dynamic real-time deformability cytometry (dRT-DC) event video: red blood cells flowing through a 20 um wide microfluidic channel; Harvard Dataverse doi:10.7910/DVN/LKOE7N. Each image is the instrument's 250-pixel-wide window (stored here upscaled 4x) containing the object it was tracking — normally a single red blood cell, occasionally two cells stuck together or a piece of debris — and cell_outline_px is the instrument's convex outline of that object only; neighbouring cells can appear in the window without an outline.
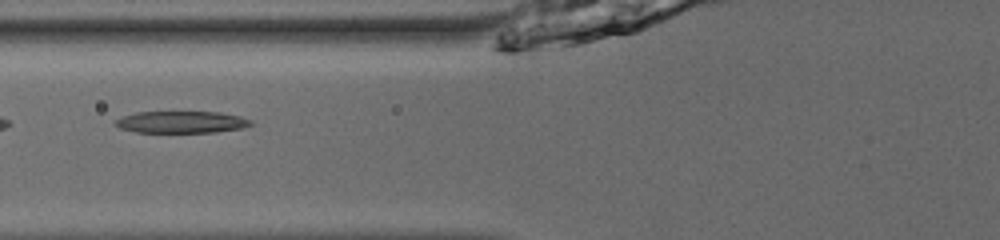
{"species": "common noctule bat (a hibernating species)", "species_latin": "Nyctalus noctula", "temperature_condition": "room temperature", "stored_images_in_passage": 33, "camera_frame_rate_fps": 3000, "um_per_image_px": 0.085, "animal": {"sex": "male", "body_mass_g": 13.0, "forearm_length_mm": 53.1}, "frame": {"image": 1, "passage_image": 6, "time_ms": 1.667, "image_size_px": [1000, 240], "cell_outline_px": [[252, 124], [244, 128], [216, 132], [136, 132], [120, 128], [112, 124], [112, 120], [136, 112], [220, 112], [240, 116], [252, 120]], "centroid_in_image_um": [15.4, 10.37], "position_along_channel_um": 110.4, "area_um2": 17.4}}
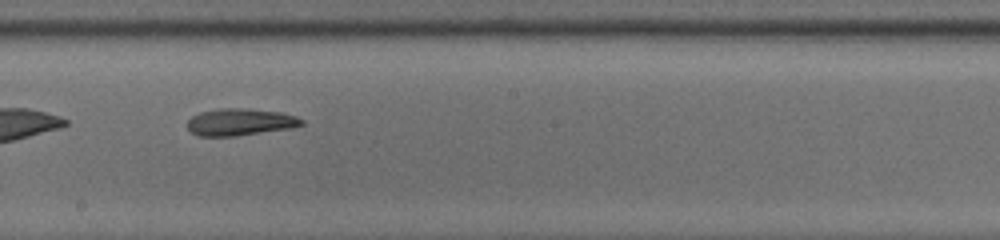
{"frame": {"image": 2, "passage_image": 15, "time_ms": 4.667, "image_size_px": [1000, 240], "cell_outline_px": [[304, 124], [292, 128], [236, 136], [196, 136], [188, 128], [188, 120], [192, 116], [200, 112], [220, 108], [240, 108], [280, 112], [296, 116], [304, 120]], "centroid_in_image_um": [20.41, 10.38], "position_along_channel_um": 227.8, "area_um2": 17.98}, "authors_computed_cell_mechanics": {"area_um2": 18.496, "velocity_mm_per_s": 3.8981, "shape_relaxation_time_tau1_ms": 4.6161, "shape_relaxation_time_tau2_ms": 5.2583, "deformation_change_tau1": 0.188, "deformation_change_tau2": 0.146}}